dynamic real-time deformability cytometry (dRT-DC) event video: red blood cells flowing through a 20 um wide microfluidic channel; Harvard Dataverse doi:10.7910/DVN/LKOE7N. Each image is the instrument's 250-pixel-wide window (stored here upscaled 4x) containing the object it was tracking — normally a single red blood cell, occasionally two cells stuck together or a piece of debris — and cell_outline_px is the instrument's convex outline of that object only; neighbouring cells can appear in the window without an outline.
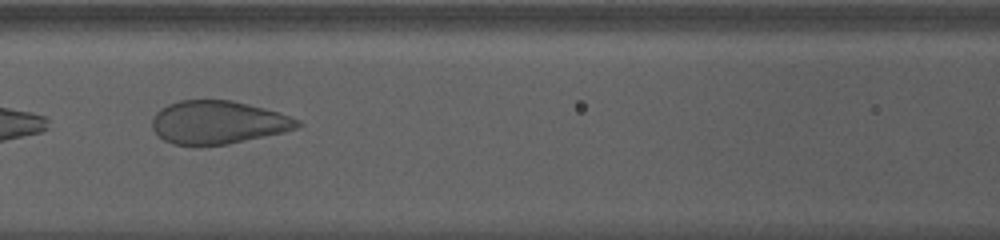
{"species": "human", "species_latin": "Homo sapiens", "temperature_condition": "cold", "stored_images_in_passage": 23, "camera_frame_rate_fps": 3000, "um_per_image_px": 0.085, "donor": {"sex": "male"}, "frame": {"image": 1, "passage_image": 7, "time_ms": 2.0, "image_size_px": [1000, 240], "cell_outline_px": [[304, 124], [296, 128], [284, 132], [228, 144], [200, 148], [196, 148], [172, 144], [164, 140], [152, 128], [152, 116], [160, 108], [168, 104], [180, 100], [232, 100], [280, 112], [300, 120]], "centroid_in_image_um": [18.51, 10.43], "position_along_channel_um": 148.1, "area_um2": 37.28}}